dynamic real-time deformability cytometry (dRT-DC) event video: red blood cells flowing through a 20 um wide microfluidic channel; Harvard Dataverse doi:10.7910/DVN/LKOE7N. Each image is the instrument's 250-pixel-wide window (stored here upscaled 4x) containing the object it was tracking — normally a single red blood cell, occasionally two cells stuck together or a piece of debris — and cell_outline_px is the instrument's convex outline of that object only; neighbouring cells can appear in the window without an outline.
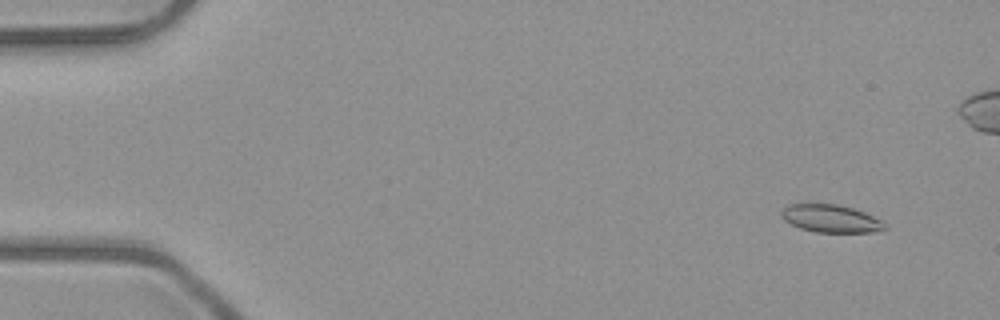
{"species": "common noctule bat (a hibernating species)", "species_latin": "Nyctalus noctula", "temperature_condition": "room temperature", "stored_images_in_passage": 4, "camera_frame_rate_fps": 3000, "um_per_image_px": 0.085, "animal": {"sex": "male", "body_mass_g": 23.1, "forearm_length_mm": 52.7}, "frame": {"image": 1, "passage_image": 1, "time_ms": 0.0, "image_size_px": [1000, 320], "cell_outline_px": [[888, 228], [872, 232], [816, 232], [800, 228], [784, 220], [780, 216], [780, 212], [788, 204], [840, 204], [864, 212], [880, 220]], "centroid_in_image_um": [70.59, 18.57], "position_along_channel_um": 14.4, "area_um2": 16.59}}